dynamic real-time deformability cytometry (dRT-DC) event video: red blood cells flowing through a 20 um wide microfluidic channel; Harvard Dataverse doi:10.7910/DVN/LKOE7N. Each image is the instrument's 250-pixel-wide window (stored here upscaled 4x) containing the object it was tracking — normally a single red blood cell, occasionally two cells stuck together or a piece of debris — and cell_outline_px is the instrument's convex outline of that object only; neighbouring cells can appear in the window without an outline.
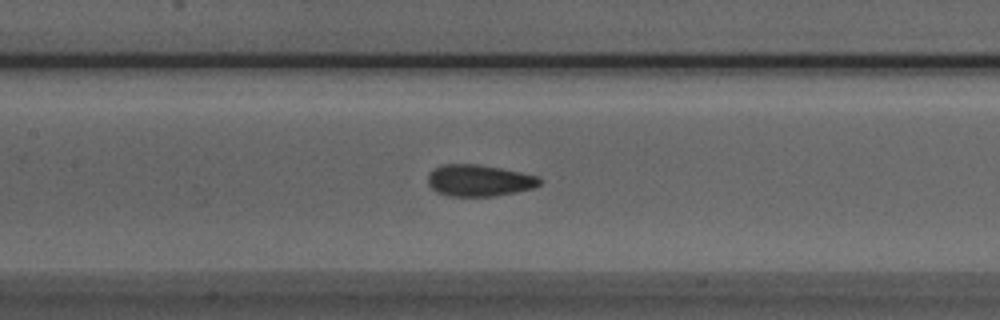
{"species": "Egyptian fruit bat (a non-hibernating species)", "species_latin": "Rousettus aegyptiacus", "temperature_condition": "room temperature", "stored_images_in_passage": 51, "camera_frame_rate_fps": 3000, "um_per_image_px": 0.085, "animal": {"sex": "male"}, "frame": {"image": 1, "passage_image": 22, "time_ms": 7.0, "image_size_px": [1000, 320], "cell_outline_px": [[540, 184], [532, 188], [516, 192], [496, 196], [448, 196], [436, 192], [428, 184], [428, 172], [440, 164], [476, 164], [500, 168], [520, 172], [536, 176], [540, 180]], "centroid_in_image_um": [40.66, 15.34], "position_along_channel_um": 166.7, "area_um2": 20.58}}
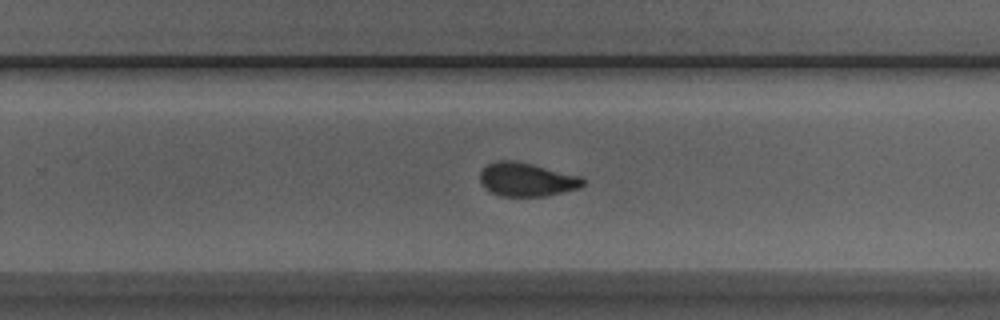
{"frame": {"image": 2, "passage_image": 31, "time_ms": 10.0, "image_size_px": [1000, 320], "cell_outline_px": [[584, 184], [580, 188], [548, 196], [500, 196], [484, 188], [480, 184], [480, 172], [488, 164], [496, 160], [516, 160], [580, 176], [584, 180]], "centroid_in_image_um": [44.75, 15.26], "position_along_channel_um": 285.1, "area_um2": 20.29}}
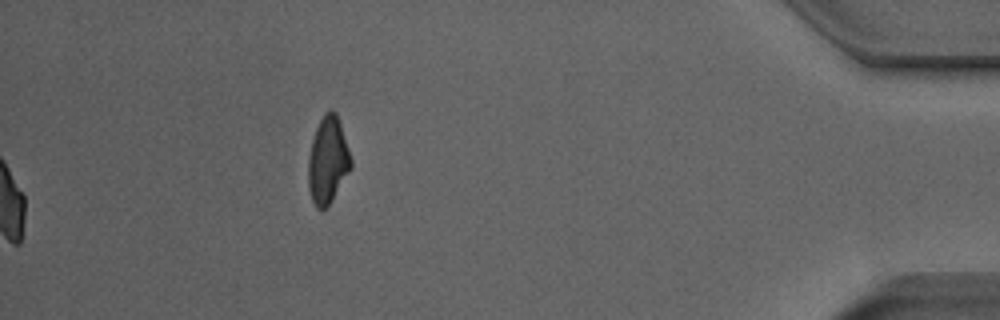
{"frame": {"image": 3, "passage_image": 51, "time_ms": 16.667, "image_size_px": [1000, 320], "cell_outline_px": [[352, 168], [332, 200], [324, 208], [316, 208], [312, 200], [308, 188], [308, 156], [312, 140], [316, 128], [324, 112], [332, 108], [336, 112], [352, 160]], "centroid_in_image_um": [27.86, 13.61], "position_along_channel_um": 407.3, "area_um2": 21.56}, "authors_computed_cell_mechanics": {"area_um2": 20.6346, "velocity_mm_per_s": 3.9624, "shape_relaxation_time_tau1_ms": 6.4169, "shape_relaxation_time_tau2_ms": 1.1267, "deformation_change_tau1": 0.1553, "deformation_change_tau2": 0.0721}}